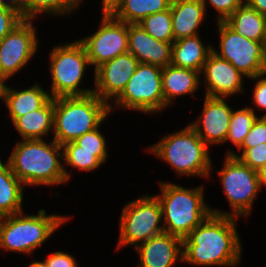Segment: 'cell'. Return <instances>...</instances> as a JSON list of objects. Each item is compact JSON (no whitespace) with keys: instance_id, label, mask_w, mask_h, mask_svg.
<instances>
[{"instance_id":"f1b7e54d","label":"cell","mask_w":266,"mask_h":267,"mask_svg":"<svg viewBox=\"0 0 266 267\" xmlns=\"http://www.w3.org/2000/svg\"><path fill=\"white\" fill-rule=\"evenodd\" d=\"M257 118L253 107L246 106L236 111L233 110L225 143L230 141L239 148Z\"/></svg>"},{"instance_id":"7c38bea8","label":"cell","mask_w":266,"mask_h":267,"mask_svg":"<svg viewBox=\"0 0 266 267\" xmlns=\"http://www.w3.org/2000/svg\"><path fill=\"white\" fill-rule=\"evenodd\" d=\"M96 32L79 41L85 47L87 57L94 71L118 55L128 52V24L115 19L109 12H103Z\"/></svg>"},{"instance_id":"836d02e7","label":"cell","mask_w":266,"mask_h":267,"mask_svg":"<svg viewBox=\"0 0 266 267\" xmlns=\"http://www.w3.org/2000/svg\"><path fill=\"white\" fill-rule=\"evenodd\" d=\"M264 142L266 143V117L259 116L239 148H252Z\"/></svg>"},{"instance_id":"d6986e66","label":"cell","mask_w":266,"mask_h":267,"mask_svg":"<svg viewBox=\"0 0 266 267\" xmlns=\"http://www.w3.org/2000/svg\"><path fill=\"white\" fill-rule=\"evenodd\" d=\"M205 6L200 0H172L170 11L174 40L198 35L204 21Z\"/></svg>"},{"instance_id":"44dd1931","label":"cell","mask_w":266,"mask_h":267,"mask_svg":"<svg viewBox=\"0 0 266 267\" xmlns=\"http://www.w3.org/2000/svg\"><path fill=\"white\" fill-rule=\"evenodd\" d=\"M213 45L207 47L198 35L182 38L172 43L171 65L201 73Z\"/></svg>"},{"instance_id":"8d00e7d4","label":"cell","mask_w":266,"mask_h":267,"mask_svg":"<svg viewBox=\"0 0 266 267\" xmlns=\"http://www.w3.org/2000/svg\"><path fill=\"white\" fill-rule=\"evenodd\" d=\"M45 261L48 267H78L75 258L62 251H55Z\"/></svg>"},{"instance_id":"30bf717a","label":"cell","mask_w":266,"mask_h":267,"mask_svg":"<svg viewBox=\"0 0 266 267\" xmlns=\"http://www.w3.org/2000/svg\"><path fill=\"white\" fill-rule=\"evenodd\" d=\"M163 68L139 63L122 93L114 100L116 108L141 111L148 115L164 110Z\"/></svg>"},{"instance_id":"6da1fadb","label":"cell","mask_w":266,"mask_h":267,"mask_svg":"<svg viewBox=\"0 0 266 267\" xmlns=\"http://www.w3.org/2000/svg\"><path fill=\"white\" fill-rule=\"evenodd\" d=\"M237 219L211 213L183 239V263L211 267L239 265L242 244L235 225Z\"/></svg>"},{"instance_id":"d4e9b609","label":"cell","mask_w":266,"mask_h":267,"mask_svg":"<svg viewBox=\"0 0 266 267\" xmlns=\"http://www.w3.org/2000/svg\"><path fill=\"white\" fill-rule=\"evenodd\" d=\"M172 0H120L109 13L127 24H138L145 17L170 9Z\"/></svg>"},{"instance_id":"ee69618b","label":"cell","mask_w":266,"mask_h":267,"mask_svg":"<svg viewBox=\"0 0 266 267\" xmlns=\"http://www.w3.org/2000/svg\"><path fill=\"white\" fill-rule=\"evenodd\" d=\"M264 76H266V63L264 65V69H263V73H262Z\"/></svg>"},{"instance_id":"9a60e30c","label":"cell","mask_w":266,"mask_h":267,"mask_svg":"<svg viewBox=\"0 0 266 267\" xmlns=\"http://www.w3.org/2000/svg\"><path fill=\"white\" fill-rule=\"evenodd\" d=\"M204 98L202 115L189 125L209 147L210 144H224L233 110L225 98L208 96Z\"/></svg>"},{"instance_id":"4316f807","label":"cell","mask_w":266,"mask_h":267,"mask_svg":"<svg viewBox=\"0 0 266 267\" xmlns=\"http://www.w3.org/2000/svg\"><path fill=\"white\" fill-rule=\"evenodd\" d=\"M62 147L65 165L81 171L95 170L107 161V151L78 150L74 141L65 143Z\"/></svg>"},{"instance_id":"f6af8a7d","label":"cell","mask_w":266,"mask_h":267,"mask_svg":"<svg viewBox=\"0 0 266 267\" xmlns=\"http://www.w3.org/2000/svg\"><path fill=\"white\" fill-rule=\"evenodd\" d=\"M75 1H76L77 5L79 6L80 3H81L83 0H75Z\"/></svg>"},{"instance_id":"277c9868","label":"cell","mask_w":266,"mask_h":267,"mask_svg":"<svg viewBox=\"0 0 266 267\" xmlns=\"http://www.w3.org/2000/svg\"><path fill=\"white\" fill-rule=\"evenodd\" d=\"M113 106L92 93L54 98V140L61 146L100 127Z\"/></svg>"},{"instance_id":"60d3db41","label":"cell","mask_w":266,"mask_h":267,"mask_svg":"<svg viewBox=\"0 0 266 267\" xmlns=\"http://www.w3.org/2000/svg\"><path fill=\"white\" fill-rule=\"evenodd\" d=\"M120 0H102V13L109 12Z\"/></svg>"},{"instance_id":"b9f144b4","label":"cell","mask_w":266,"mask_h":267,"mask_svg":"<svg viewBox=\"0 0 266 267\" xmlns=\"http://www.w3.org/2000/svg\"><path fill=\"white\" fill-rule=\"evenodd\" d=\"M5 78L0 75V100L4 101L5 98V91L7 85L5 84Z\"/></svg>"},{"instance_id":"83f0119b","label":"cell","mask_w":266,"mask_h":267,"mask_svg":"<svg viewBox=\"0 0 266 267\" xmlns=\"http://www.w3.org/2000/svg\"><path fill=\"white\" fill-rule=\"evenodd\" d=\"M79 7L75 0H22V17L34 20L38 14L60 15L72 14Z\"/></svg>"},{"instance_id":"cb8c5ba5","label":"cell","mask_w":266,"mask_h":267,"mask_svg":"<svg viewBox=\"0 0 266 267\" xmlns=\"http://www.w3.org/2000/svg\"><path fill=\"white\" fill-rule=\"evenodd\" d=\"M54 99L50 98L40 109L17 118L12 124L23 139H44L53 131Z\"/></svg>"},{"instance_id":"484cf974","label":"cell","mask_w":266,"mask_h":267,"mask_svg":"<svg viewBox=\"0 0 266 267\" xmlns=\"http://www.w3.org/2000/svg\"><path fill=\"white\" fill-rule=\"evenodd\" d=\"M24 187L9 164L0 159V217L23 211Z\"/></svg>"},{"instance_id":"5b68a950","label":"cell","mask_w":266,"mask_h":267,"mask_svg":"<svg viewBox=\"0 0 266 267\" xmlns=\"http://www.w3.org/2000/svg\"><path fill=\"white\" fill-rule=\"evenodd\" d=\"M208 147L188 124L180 131L161 138L149 148V153L165 161L179 176L208 178L213 170Z\"/></svg>"},{"instance_id":"f546056e","label":"cell","mask_w":266,"mask_h":267,"mask_svg":"<svg viewBox=\"0 0 266 267\" xmlns=\"http://www.w3.org/2000/svg\"><path fill=\"white\" fill-rule=\"evenodd\" d=\"M139 24L150 36L156 40L167 43H173L175 41L170 9L151 14L140 21Z\"/></svg>"},{"instance_id":"e0dca14e","label":"cell","mask_w":266,"mask_h":267,"mask_svg":"<svg viewBox=\"0 0 266 267\" xmlns=\"http://www.w3.org/2000/svg\"><path fill=\"white\" fill-rule=\"evenodd\" d=\"M139 253L140 267H173L183 263V239L163 232L134 247Z\"/></svg>"},{"instance_id":"e575fe53","label":"cell","mask_w":266,"mask_h":267,"mask_svg":"<svg viewBox=\"0 0 266 267\" xmlns=\"http://www.w3.org/2000/svg\"><path fill=\"white\" fill-rule=\"evenodd\" d=\"M205 8L207 2L218 12L217 22H224L245 0H200Z\"/></svg>"},{"instance_id":"52a82bcc","label":"cell","mask_w":266,"mask_h":267,"mask_svg":"<svg viewBox=\"0 0 266 267\" xmlns=\"http://www.w3.org/2000/svg\"><path fill=\"white\" fill-rule=\"evenodd\" d=\"M50 73L52 77L51 98L85 96L94 89H83L80 83L90 65L83 44L78 40L56 46L50 52Z\"/></svg>"},{"instance_id":"7a4b0ae2","label":"cell","mask_w":266,"mask_h":267,"mask_svg":"<svg viewBox=\"0 0 266 267\" xmlns=\"http://www.w3.org/2000/svg\"><path fill=\"white\" fill-rule=\"evenodd\" d=\"M63 147L53 139L18 141L6 161L14 175L27 186L65 184L70 173L61 164Z\"/></svg>"},{"instance_id":"7bdbcfd3","label":"cell","mask_w":266,"mask_h":267,"mask_svg":"<svg viewBox=\"0 0 266 267\" xmlns=\"http://www.w3.org/2000/svg\"><path fill=\"white\" fill-rule=\"evenodd\" d=\"M27 267H48V265L46 261L44 260L43 262L34 261L33 263L29 264Z\"/></svg>"},{"instance_id":"4fadbf2b","label":"cell","mask_w":266,"mask_h":267,"mask_svg":"<svg viewBox=\"0 0 266 267\" xmlns=\"http://www.w3.org/2000/svg\"><path fill=\"white\" fill-rule=\"evenodd\" d=\"M38 44L33 20L24 19L0 41V75L7 81L19 72L36 54Z\"/></svg>"},{"instance_id":"f35d334b","label":"cell","mask_w":266,"mask_h":267,"mask_svg":"<svg viewBox=\"0 0 266 267\" xmlns=\"http://www.w3.org/2000/svg\"><path fill=\"white\" fill-rule=\"evenodd\" d=\"M0 5L11 7L20 12L22 15V0H9L8 3L5 2L4 0H0Z\"/></svg>"},{"instance_id":"ab89813d","label":"cell","mask_w":266,"mask_h":267,"mask_svg":"<svg viewBox=\"0 0 266 267\" xmlns=\"http://www.w3.org/2000/svg\"><path fill=\"white\" fill-rule=\"evenodd\" d=\"M261 187H266V163H264L257 171Z\"/></svg>"},{"instance_id":"603a6c76","label":"cell","mask_w":266,"mask_h":267,"mask_svg":"<svg viewBox=\"0 0 266 267\" xmlns=\"http://www.w3.org/2000/svg\"><path fill=\"white\" fill-rule=\"evenodd\" d=\"M236 33L256 42H266V16L244 2L225 21Z\"/></svg>"},{"instance_id":"2e32d148","label":"cell","mask_w":266,"mask_h":267,"mask_svg":"<svg viewBox=\"0 0 266 267\" xmlns=\"http://www.w3.org/2000/svg\"><path fill=\"white\" fill-rule=\"evenodd\" d=\"M200 74H204L205 96L228 98L242 93L243 75L229 61L209 54Z\"/></svg>"},{"instance_id":"3957f363","label":"cell","mask_w":266,"mask_h":267,"mask_svg":"<svg viewBox=\"0 0 266 267\" xmlns=\"http://www.w3.org/2000/svg\"><path fill=\"white\" fill-rule=\"evenodd\" d=\"M159 185L161 194L155 196L162 207L166 233L184 239L211 214L203 198L204 186L189 189L167 182H159Z\"/></svg>"},{"instance_id":"d590c367","label":"cell","mask_w":266,"mask_h":267,"mask_svg":"<svg viewBox=\"0 0 266 267\" xmlns=\"http://www.w3.org/2000/svg\"><path fill=\"white\" fill-rule=\"evenodd\" d=\"M249 79L256 80V84L252 92L254 105H256L257 108L262 109V111L266 110V77L262 74ZM263 117H266V113L263 114Z\"/></svg>"},{"instance_id":"ba28073f","label":"cell","mask_w":266,"mask_h":267,"mask_svg":"<svg viewBox=\"0 0 266 267\" xmlns=\"http://www.w3.org/2000/svg\"><path fill=\"white\" fill-rule=\"evenodd\" d=\"M223 168L217 173L230 207V212H222L211 208L215 215H230L234 217H247L253 208V202L261 190L256 170L244 164L239 158L225 155Z\"/></svg>"},{"instance_id":"5bb4252c","label":"cell","mask_w":266,"mask_h":267,"mask_svg":"<svg viewBox=\"0 0 266 267\" xmlns=\"http://www.w3.org/2000/svg\"><path fill=\"white\" fill-rule=\"evenodd\" d=\"M138 64V60L129 52L102 64L94 71L93 93L105 102H110V99L114 101L124 90Z\"/></svg>"},{"instance_id":"74e56055","label":"cell","mask_w":266,"mask_h":267,"mask_svg":"<svg viewBox=\"0 0 266 267\" xmlns=\"http://www.w3.org/2000/svg\"><path fill=\"white\" fill-rule=\"evenodd\" d=\"M245 2L261 15L266 16V0H245Z\"/></svg>"},{"instance_id":"9c48e42d","label":"cell","mask_w":266,"mask_h":267,"mask_svg":"<svg viewBox=\"0 0 266 267\" xmlns=\"http://www.w3.org/2000/svg\"><path fill=\"white\" fill-rule=\"evenodd\" d=\"M162 207L155 195L131 200L122 209L117 250L126 245L135 247L164 231ZM162 224V225H160Z\"/></svg>"},{"instance_id":"ffe728a7","label":"cell","mask_w":266,"mask_h":267,"mask_svg":"<svg viewBox=\"0 0 266 267\" xmlns=\"http://www.w3.org/2000/svg\"><path fill=\"white\" fill-rule=\"evenodd\" d=\"M199 71L167 65L162 70V88L164 96V109L171 105L177 96H194L201 85Z\"/></svg>"},{"instance_id":"8fae6325","label":"cell","mask_w":266,"mask_h":267,"mask_svg":"<svg viewBox=\"0 0 266 267\" xmlns=\"http://www.w3.org/2000/svg\"><path fill=\"white\" fill-rule=\"evenodd\" d=\"M220 51L214 54L229 61L245 77L262 75L266 63V42H256L236 33L225 22H217Z\"/></svg>"},{"instance_id":"4dcf8cb0","label":"cell","mask_w":266,"mask_h":267,"mask_svg":"<svg viewBox=\"0 0 266 267\" xmlns=\"http://www.w3.org/2000/svg\"><path fill=\"white\" fill-rule=\"evenodd\" d=\"M242 150V154L235 153L234 150H228L227 155H232L239 158L244 164L251 167L253 170L258 169L266 163V143L258 144L252 148H238Z\"/></svg>"},{"instance_id":"d6a6232c","label":"cell","mask_w":266,"mask_h":267,"mask_svg":"<svg viewBox=\"0 0 266 267\" xmlns=\"http://www.w3.org/2000/svg\"><path fill=\"white\" fill-rule=\"evenodd\" d=\"M24 20L17 10L0 5V41Z\"/></svg>"},{"instance_id":"8992f818","label":"cell","mask_w":266,"mask_h":267,"mask_svg":"<svg viewBox=\"0 0 266 267\" xmlns=\"http://www.w3.org/2000/svg\"><path fill=\"white\" fill-rule=\"evenodd\" d=\"M17 214L0 217V248L9 252L31 254L39 248L69 217L47 215L40 209L38 215Z\"/></svg>"},{"instance_id":"7402d4cb","label":"cell","mask_w":266,"mask_h":267,"mask_svg":"<svg viewBox=\"0 0 266 267\" xmlns=\"http://www.w3.org/2000/svg\"><path fill=\"white\" fill-rule=\"evenodd\" d=\"M50 98V93L38 83L21 91L7 86L4 103L13 123L17 118L40 109Z\"/></svg>"},{"instance_id":"1f68e13d","label":"cell","mask_w":266,"mask_h":267,"mask_svg":"<svg viewBox=\"0 0 266 267\" xmlns=\"http://www.w3.org/2000/svg\"><path fill=\"white\" fill-rule=\"evenodd\" d=\"M74 142L78 145V150L107 151L106 139L102 135L99 127L86 132L74 140Z\"/></svg>"},{"instance_id":"ac0fdd59","label":"cell","mask_w":266,"mask_h":267,"mask_svg":"<svg viewBox=\"0 0 266 267\" xmlns=\"http://www.w3.org/2000/svg\"><path fill=\"white\" fill-rule=\"evenodd\" d=\"M128 52L139 63L171 65L172 43L156 40L138 24H128Z\"/></svg>"}]
</instances>
